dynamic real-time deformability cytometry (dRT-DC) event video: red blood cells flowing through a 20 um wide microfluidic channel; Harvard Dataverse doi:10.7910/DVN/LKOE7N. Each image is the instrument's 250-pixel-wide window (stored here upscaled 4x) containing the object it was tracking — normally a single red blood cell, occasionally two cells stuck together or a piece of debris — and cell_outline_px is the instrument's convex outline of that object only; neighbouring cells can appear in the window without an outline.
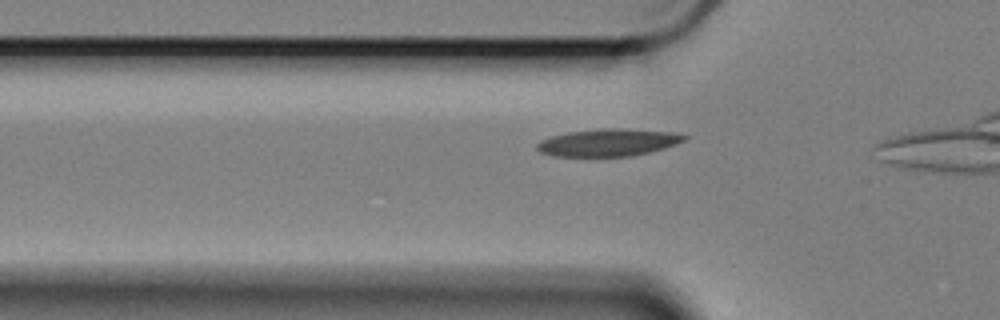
{"species": "Egyptian fruit bat (a non-hibernating species)", "species_latin": "Rousettus aegyptiacus", "temperature_condition": "cold", "stored_images_in_passage": 47, "camera_frame_rate_fps": 3000, "um_per_image_px": 0.085, "animal": {"sex": "female"}, "frame": {"image": 1, "passage_image": 13, "time_ms": 4.0, "image_size_px": [1000, 320], "cell_outline_px": [[688, 136], [684, 140], [664, 148], [632, 156], [556, 156], [540, 152], [536, 148], [536, 144], [540, 140], [552, 136], [568, 132], [600, 128], [620, 128], [668, 132]], "centroid_in_image_um": [51.64, 12.11], "position_along_channel_um": 74.2, "area_um2": 23.18}}
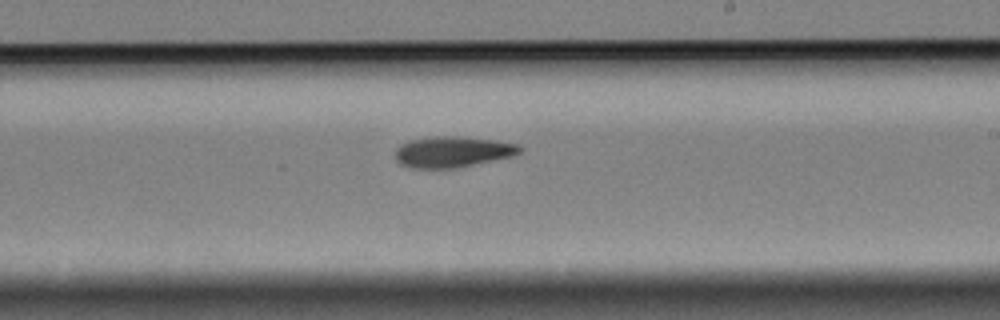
{"frame": {"image": 2, "passage_image": 29, "time_ms": 9.333, "image_size_px": [1000, 320], "cell_outline_px": [[524, 148], [520, 152], [512, 156], [456, 168], [408, 168], [400, 164], [396, 160], [396, 148], [400, 144], [412, 140], [436, 136], [456, 136], [496, 140], [520, 144]], "centroid_in_image_um": [38.48, 12.91], "position_along_channel_um": 250.5, "area_um2": 22.48}}
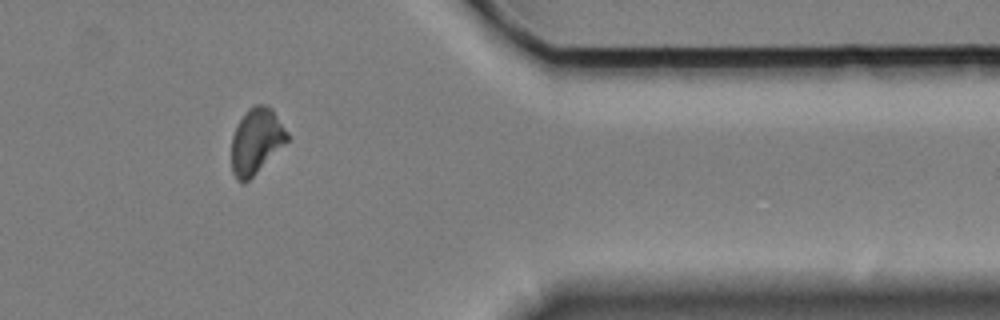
{"frame": {"image": 3, "passage_image": 43, "time_ms": 14.0, "image_size_px": [1000, 320], "cell_outline_px": [[292, 136], [244, 184], [240, 184], [236, 180], [232, 172], [232, 136], [244, 112], [248, 108], [256, 104], [264, 104], [272, 108]], "centroid_in_image_um": [21.79, 11.96], "position_along_channel_um": 389.6, "area_um2": 21.33}}